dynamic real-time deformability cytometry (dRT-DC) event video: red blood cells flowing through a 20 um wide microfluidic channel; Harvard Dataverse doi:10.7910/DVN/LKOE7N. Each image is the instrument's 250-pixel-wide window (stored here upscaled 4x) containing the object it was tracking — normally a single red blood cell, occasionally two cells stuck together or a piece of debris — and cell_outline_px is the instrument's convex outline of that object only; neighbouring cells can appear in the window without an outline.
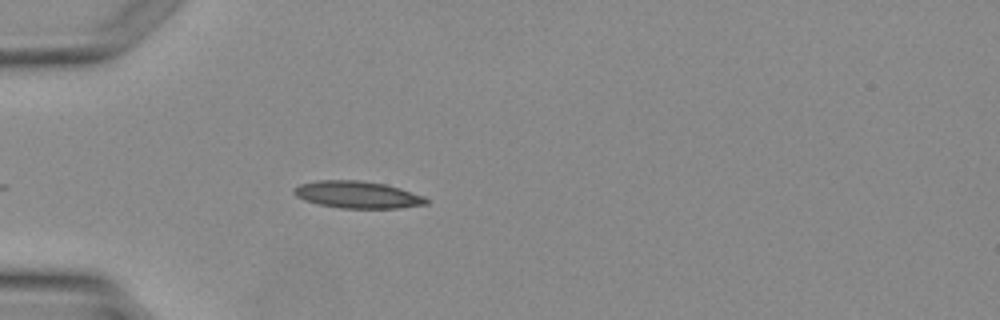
{"species": "Egyptian fruit bat (a non-hibernating species)", "species_latin": "Rousettus aegyptiacus", "temperature_condition": "warm", "stored_images_in_passage": 2, "camera_frame_rate_fps": 3000, "um_per_image_px": 0.085, "animal": {"sex": "female"}, "frame": {"image": 1, "passage_image": 2, "time_ms": 2.0, "image_size_px": [1000, 320], "cell_outline_px": [[428, 204], [400, 208], [340, 208], [320, 204], [304, 200], [296, 196], [292, 192], [292, 188], [300, 184], [316, 180], [360, 180], [384, 184], [400, 188], [424, 196], [428, 200]], "centroid_in_image_um": [30.37, 16.54], "position_along_channel_um": 54.6, "area_um2": 20.92}}